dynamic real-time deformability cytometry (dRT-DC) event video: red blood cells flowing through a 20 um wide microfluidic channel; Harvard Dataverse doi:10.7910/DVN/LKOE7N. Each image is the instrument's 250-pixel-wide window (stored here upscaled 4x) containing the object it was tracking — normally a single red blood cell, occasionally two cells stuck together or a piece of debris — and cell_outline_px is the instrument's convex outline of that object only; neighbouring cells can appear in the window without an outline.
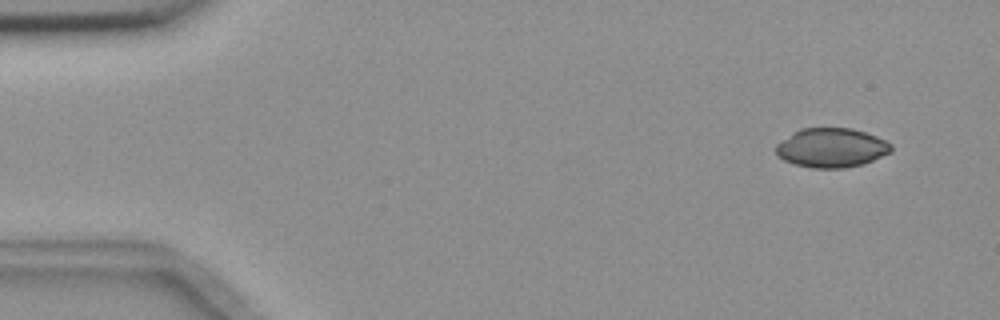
{"species": "common noctule bat (a hibernating species)", "species_latin": "Nyctalus noctula", "temperature_condition": "room temperature", "stored_images_in_passage": 5, "camera_frame_rate_fps": 3000, "um_per_image_px": 0.085, "animal": {"sex": "female", "body_mass_g": 18.4}, "frame": {"image": 1, "passage_image": 1, "time_ms": 0.0, "image_size_px": [1000, 320], "cell_outline_px": [[892, 152], [864, 164], [844, 168], [812, 168], [796, 164], [784, 160], [776, 156], [776, 144], [792, 132], [800, 128], [852, 128], [876, 136], [892, 144]], "centroid_in_image_um": [70.67, 12.56], "position_along_channel_um": 14.3, "area_um2": 26.53}}
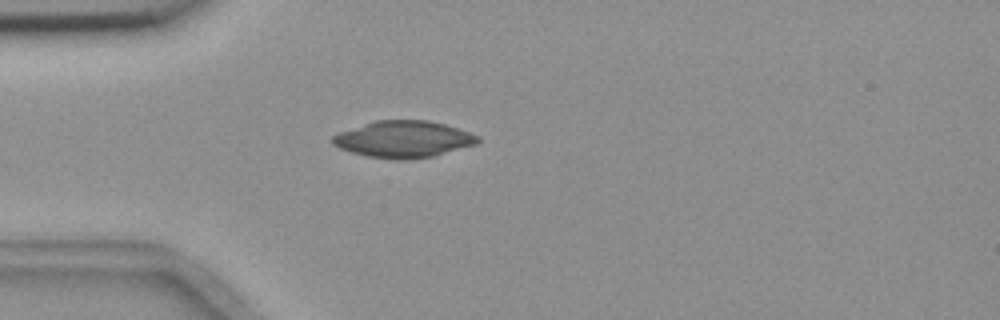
{"frame": {"image": 2, "passage_image": 4, "time_ms": 3.667, "image_size_px": [1000, 320], "cell_outline_px": [[480, 140], [476, 144], [432, 156], [404, 160], [396, 160], [368, 156], [352, 152], [340, 148], [332, 144], [332, 136], [340, 132], [376, 120], [428, 120], [444, 124], [480, 136]], "centroid_in_image_um": [34.29, 11.83], "position_along_channel_um": 50.7, "area_um2": 30.69}}